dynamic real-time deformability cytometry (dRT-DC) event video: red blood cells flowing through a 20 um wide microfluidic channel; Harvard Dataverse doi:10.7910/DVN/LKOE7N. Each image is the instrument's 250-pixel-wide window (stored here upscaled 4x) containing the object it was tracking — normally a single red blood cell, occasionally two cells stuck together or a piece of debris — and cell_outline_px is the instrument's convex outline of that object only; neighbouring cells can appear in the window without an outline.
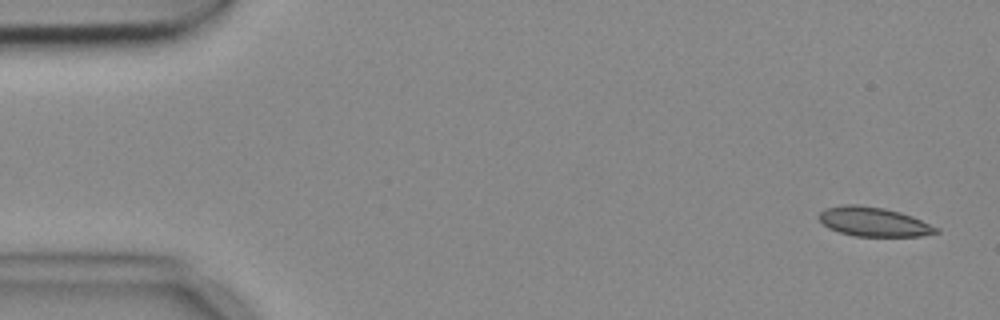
{"species": "common noctule bat (a hibernating species)", "species_latin": "Nyctalus noctula", "temperature_condition": "cold", "stored_images_in_passage": 4, "camera_frame_rate_fps": 3000, "um_per_image_px": 0.085, "animal": {"sex": "female", "body_mass_g": 18.4}, "frame": {"image": 1, "passage_image": 1, "time_ms": 0.0, "image_size_px": [1000, 320], "cell_outline_px": [[940, 232], [924, 236], [856, 236], [840, 232], [828, 228], [816, 216], [820, 212], [828, 208], [848, 204], [856, 204], [884, 208], [900, 212], [912, 216], [940, 228]], "centroid_in_image_um": [74.3, 18.86], "position_along_channel_um": 10.7, "area_um2": 19.94}}
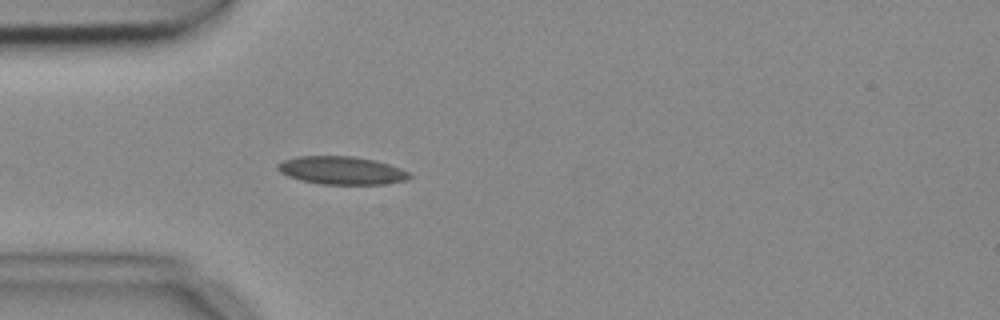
{"frame": {"image": 2, "passage_image": 4, "time_ms": 1.0, "image_size_px": [1000, 320], "cell_outline_px": [[412, 176], [408, 180], [384, 184], [320, 184], [300, 180], [288, 176], [280, 172], [276, 168], [276, 164], [284, 160], [300, 156], [352, 156], [376, 160], [400, 168], [408, 172]], "centroid_in_image_um": [29.03, 14.49], "position_along_channel_um": 56.0, "area_um2": 21.56}}